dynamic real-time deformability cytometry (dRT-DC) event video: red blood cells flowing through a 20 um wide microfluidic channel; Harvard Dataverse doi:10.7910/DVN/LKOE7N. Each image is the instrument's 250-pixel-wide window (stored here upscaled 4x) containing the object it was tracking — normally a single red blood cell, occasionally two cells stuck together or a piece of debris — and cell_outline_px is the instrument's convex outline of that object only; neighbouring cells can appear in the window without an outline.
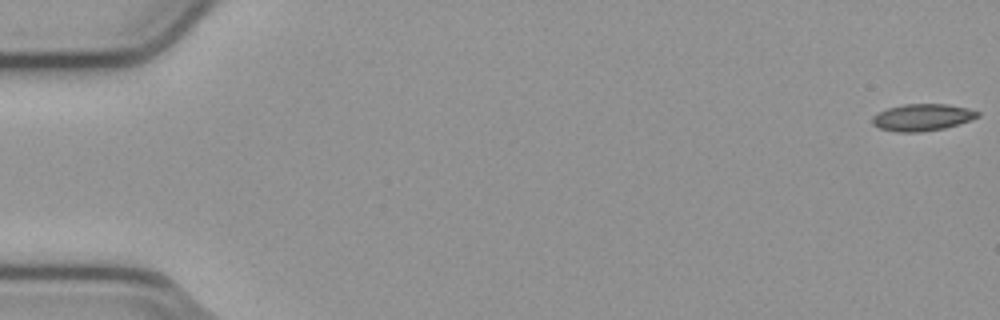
{"species": "common noctule bat (a hibernating species)", "species_latin": "Nyctalus noctula", "temperature_condition": "cold", "stored_images_in_passage": 55, "camera_frame_rate_fps": 3000, "um_per_image_px": 0.085, "animal": {"sex": "male", "body_mass_g": 23.1, "forearm_length_mm": 52.7}, "frame": {"image": 1, "passage_image": 1, "time_ms": 0.0, "image_size_px": [1000, 320], "cell_outline_px": [[980, 116], [960, 124], [944, 128], [920, 132], [896, 132], [880, 128], [872, 124], [872, 116], [888, 108], [904, 104], [944, 104], [968, 108], [980, 112]], "centroid_in_image_um": [78.4, 9.98], "position_along_channel_um": 6.6, "area_um2": 16.47}}
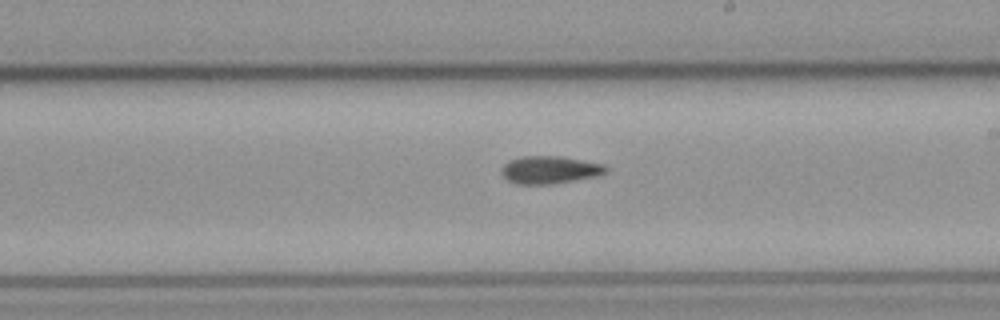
{"frame": {"image": 2, "passage_image": 32, "time_ms": 10.333, "image_size_px": [1000, 320], "cell_outline_px": [[608, 172], [596, 176], [552, 184], [516, 184], [508, 180], [500, 172], [500, 168], [508, 160], [524, 156], [560, 156], [604, 164], [608, 168]], "centroid_in_image_um": [46.71, 14.43], "position_along_channel_um": 242.3, "area_um2": 16.88}}
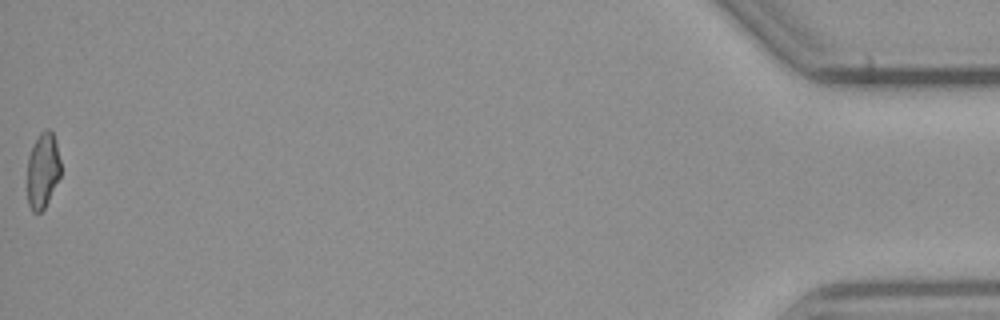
{"frame": {"image": 3, "passage_image": 55, "time_ms": 18.0, "image_size_px": [1000, 320], "cell_outline_px": [[60, 176], [44, 208], [40, 212], [32, 212], [28, 204], [28, 156], [40, 132], [44, 128], [48, 128], [52, 132], [56, 140], [60, 160]], "centroid_in_image_um": [3.64, 14.46], "position_along_channel_um": 431.6, "area_um2": 14.57}}